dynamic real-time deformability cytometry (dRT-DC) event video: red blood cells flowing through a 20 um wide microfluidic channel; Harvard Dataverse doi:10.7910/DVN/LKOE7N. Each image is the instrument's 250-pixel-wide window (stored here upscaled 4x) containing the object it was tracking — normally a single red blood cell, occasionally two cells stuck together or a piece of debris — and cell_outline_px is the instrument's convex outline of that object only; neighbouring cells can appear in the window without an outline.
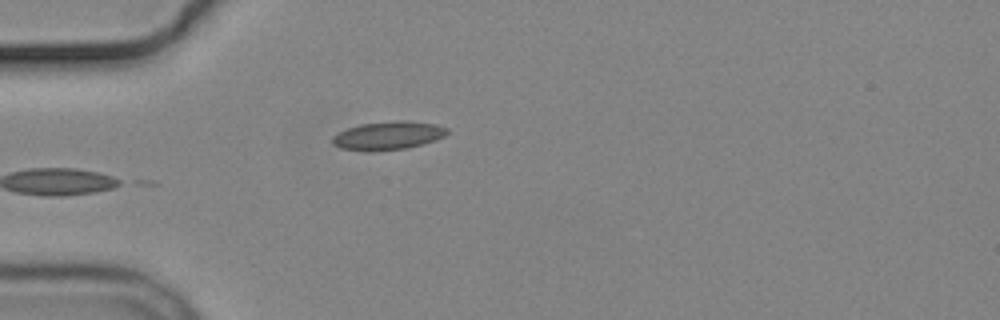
{"species": "common noctule bat (a hibernating species)", "species_latin": "Nyctalus noctula", "temperature_condition": "cold", "stored_images_in_passage": 6, "camera_frame_rate_fps": 3000, "um_per_image_px": 0.085, "animal": {"sex": "male", "body_mass_g": 19.2, "forearm_length_mm": 51.8}, "frame": {"image": 1, "passage_image": 6, "time_ms": 6.0, "image_size_px": [1000, 320], "cell_outline_px": [[448, 132], [444, 136], [436, 140], [408, 148], [368, 152], [340, 148], [332, 144], [332, 136], [348, 128], [360, 124], [396, 120], [408, 120], [436, 124], [448, 128]], "centroid_in_image_um": [32.99, 11.52], "position_along_channel_um": 52.0, "area_um2": 19.19}}